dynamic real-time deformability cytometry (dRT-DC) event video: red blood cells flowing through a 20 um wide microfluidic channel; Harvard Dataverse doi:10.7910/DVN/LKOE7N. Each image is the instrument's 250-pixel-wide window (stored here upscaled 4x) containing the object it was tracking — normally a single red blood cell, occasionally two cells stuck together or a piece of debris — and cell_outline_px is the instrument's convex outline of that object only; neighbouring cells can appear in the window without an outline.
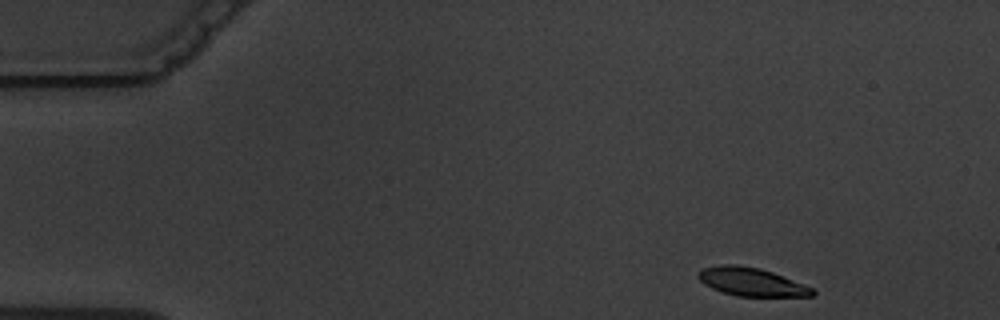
{"species": "common noctule bat (a hibernating species)", "species_latin": "Nyctalus noctula", "temperature_condition": "warm", "stored_images_in_passage": 5, "camera_frame_rate_fps": 3000, "um_per_image_px": 0.085, "animal": {"sex": "male", "body_mass_g": 19.5, "forearm_length_mm": 54.6}, "frame": {"image": 1, "passage_image": 1, "time_ms": 0.0, "image_size_px": [1000, 320], "cell_outline_px": [[816, 292], [812, 296], [736, 296], [712, 288], [704, 284], [696, 276], [696, 272], [700, 268], [724, 264], [736, 264], [760, 268], [772, 272], [804, 284], [812, 288]], "centroid_in_image_um": [63.82, 23.94], "position_along_channel_um": 21.2, "area_um2": 18.84}}
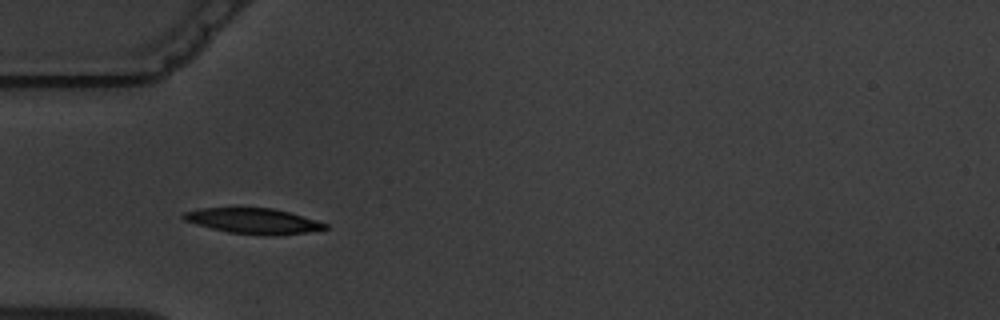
{"frame": {"image": 2, "passage_image": 4, "time_ms": 3.667, "image_size_px": [1000, 320], "cell_outline_px": [[328, 228], [308, 232], [268, 236], [228, 232], [196, 224], [184, 220], [180, 216], [184, 212], [200, 208], [272, 208], [288, 212], [316, 220], [328, 224]], "centroid_in_image_um": [21.52, 18.78], "position_along_channel_um": 63.5, "area_um2": 20.87}}